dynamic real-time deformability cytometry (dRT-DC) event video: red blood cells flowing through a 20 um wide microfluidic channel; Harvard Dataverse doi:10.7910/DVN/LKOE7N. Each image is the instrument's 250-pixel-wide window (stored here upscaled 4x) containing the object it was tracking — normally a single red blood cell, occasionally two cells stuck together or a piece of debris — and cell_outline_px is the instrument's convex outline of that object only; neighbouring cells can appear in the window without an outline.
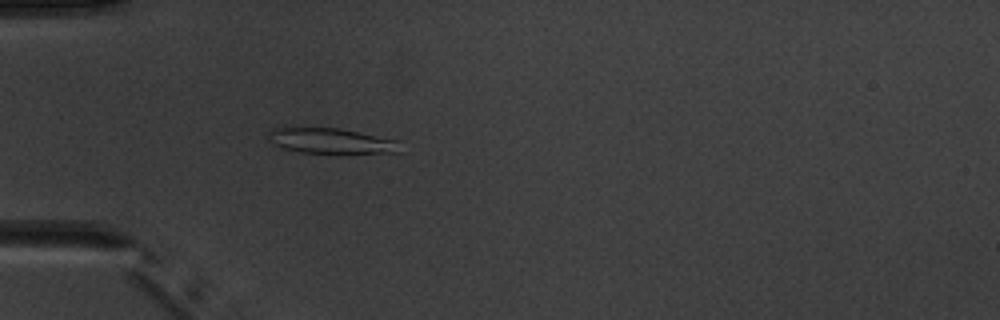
{"species": "common noctule bat (a hibernating species)", "species_latin": "Nyctalus noctula", "temperature_condition": "warm", "stored_images_in_passage": 2, "camera_frame_rate_fps": 3000, "um_per_image_px": 0.085, "animal": {"sex": "male", "body_mass_g": 20.1, "forearm_length_mm": 53.5}, "frame": {"image": 1, "passage_image": 2, "time_ms": 2.667, "image_size_px": [1000, 320], "cell_outline_px": [[400, 152], [340, 156], [336, 156], [300, 152], [284, 148], [268, 140], [268, 132], [272, 128], [284, 124], [340, 128], [400, 140]], "centroid_in_image_um": [28.12, 11.97], "position_along_channel_um": 56.9, "area_um2": 21.56}}